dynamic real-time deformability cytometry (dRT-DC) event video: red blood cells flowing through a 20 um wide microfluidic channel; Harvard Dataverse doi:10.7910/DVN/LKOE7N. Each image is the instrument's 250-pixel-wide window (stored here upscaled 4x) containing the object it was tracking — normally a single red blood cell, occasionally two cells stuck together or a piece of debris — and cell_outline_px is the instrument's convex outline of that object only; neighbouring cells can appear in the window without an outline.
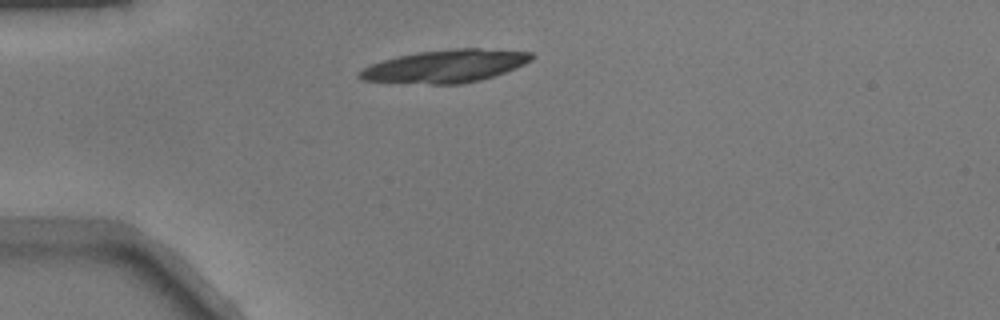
{"species": "common noctule bat (a hibernating species)", "species_latin": "Nyctalus noctula", "temperature_condition": "warm", "stored_images_in_passage": 31, "camera_frame_rate_fps": 3000, "um_per_image_px": 0.085, "animal": {"sex": "male", "body_mass_g": 17.9}, "frame": {"image": 1, "passage_image": 1, "time_ms": 0.0, "image_size_px": [1000, 320], "cell_outline_px": [[536, 56], [532, 60], [516, 68], [480, 80], [460, 84], [432, 84], [360, 80], [356, 76], [364, 68], [372, 64], [384, 60], [400, 56], [420, 52], [452, 48], [480, 48], [532, 52]], "centroid_in_image_um": [37.91, 5.62], "position_along_channel_um": 47.1, "area_um2": 32.6}}
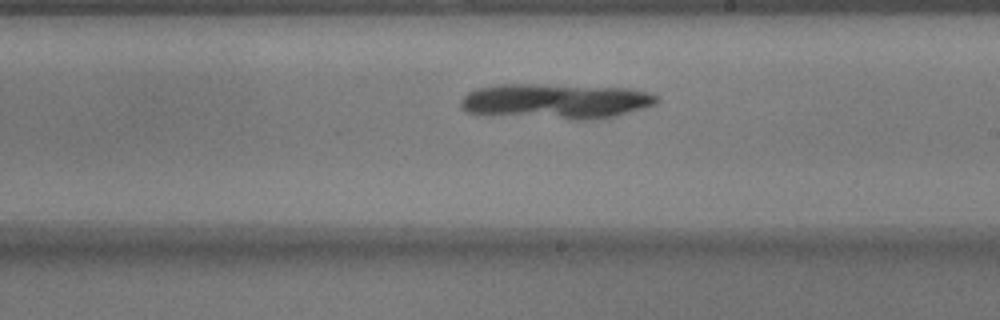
{"frame": {"image": 2, "passage_image": 17, "time_ms": 5.333, "image_size_px": [1000, 320], "cell_outline_px": [[660, 100], [656, 104], [612, 116], [588, 120], [568, 120], [484, 116], [468, 112], [460, 108], [460, 100], [468, 92], [476, 88], [500, 84], [532, 84], [628, 88], [648, 92], [656, 96]], "centroid_in_image_um": [47.12, 8.63], "position_along_channel_um": 241.9, "area_um2": 40.86}}
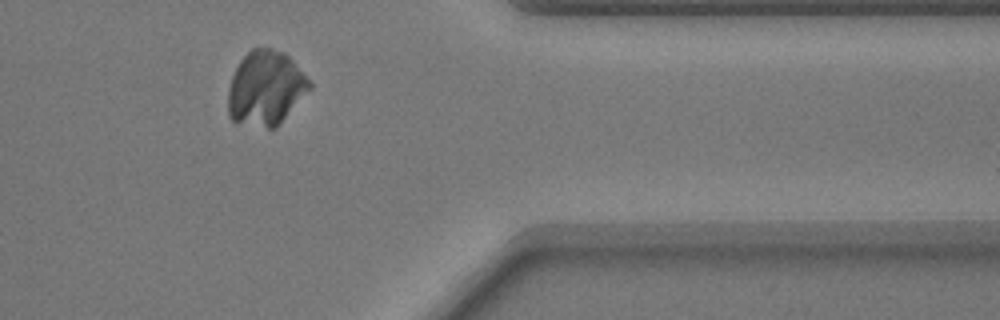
{"frame": {"image": 3, "passage_image": 29, "time_ms": 9.333, "image_size_px": [1000, 320], "cell_outline_px": [[312, 88], [276, 128], [268, 128], [232, 120], [228, 116], [228, 88], [232, 76], [240, 60], [252, 48], [272, 48], [284, 52], [292, 60], [312, 84]], "centroid_in_image_um": [22.58, 7.49], "position_along_channel_um": 388.8, "area_um2": 35.26}}